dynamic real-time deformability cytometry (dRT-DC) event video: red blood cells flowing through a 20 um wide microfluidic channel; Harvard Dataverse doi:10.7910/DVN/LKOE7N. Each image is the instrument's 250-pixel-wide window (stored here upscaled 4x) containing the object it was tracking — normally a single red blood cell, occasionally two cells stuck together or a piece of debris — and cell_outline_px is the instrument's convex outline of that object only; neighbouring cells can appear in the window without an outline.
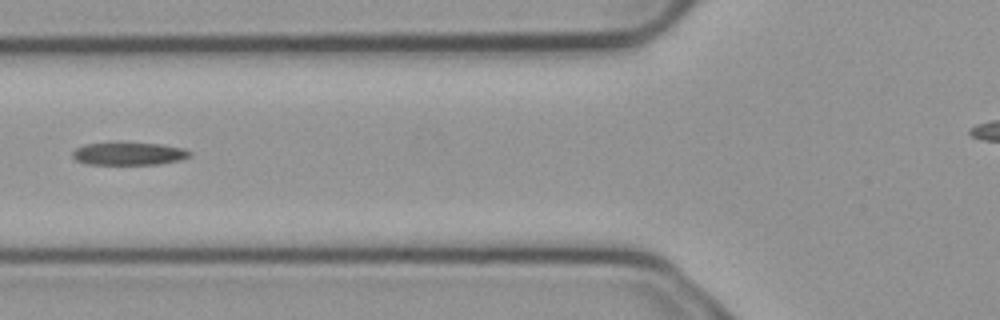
{"species": "common noctule bat (a hibernating species)", "species_latin": "Nyctalus noctula", "temperature_condition": "cold", "stored_images_in_passage": 6, "camera_frame_rate_fps": 3000, "um_per_image_px": 0.085, "animal": {"sex": "male", "body_mass_g": 23.1, "forearm_length_mm": 52.7}, "frame": {"image": 1, "passage_image": 6, "time_ms": 1.667, "image_size_px": [1000, 320], "cell_outline_px": [[192, 152], [188, 156], [180, 160], [156, 164], [88, 164], [76, 160], [72, 156], [72, 152], [76, 148], [84, 144], [160, 144], [184, 148]], "centroid_in_image_um": [10.95, 13.08], "position_along_channel_um": 114.9, "area_um2": 15.03}}